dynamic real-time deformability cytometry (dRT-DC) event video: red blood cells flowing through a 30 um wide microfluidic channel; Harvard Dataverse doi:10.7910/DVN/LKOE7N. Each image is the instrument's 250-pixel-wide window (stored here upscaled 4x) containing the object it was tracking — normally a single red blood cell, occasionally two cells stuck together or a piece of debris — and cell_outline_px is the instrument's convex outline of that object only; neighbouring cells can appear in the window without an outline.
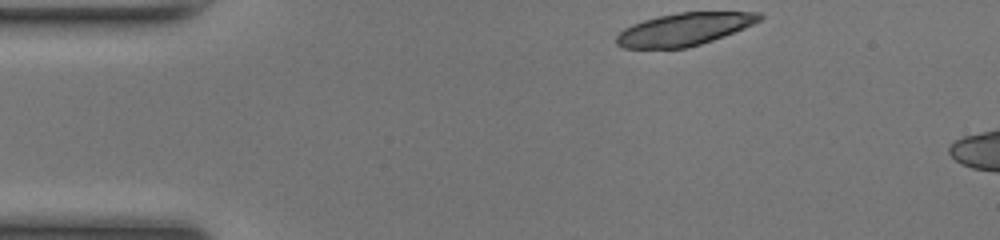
{"species": "common noctule bat (a hibernating species)", "species_latin": "Nyctalus noctula", "temperature_condition": "room temperature", "stored_images_in_passage": 5, "camera_frame_rate_fps": 3000, "um_per_image_px": 0.085, "animal": {"sex": "female", "body_mass_g": 17.0, "forearm_length_mm": 48.0}, "frame": {"image": 1, "passage_image": 1, "time_ms": 0.0, "image_size_px": [1000, 240], "cell_outline_px": [[764, 16], [760, 20], [744, 28], [724, 36], [688, 48], [624, 48], [616, 44], [616, 36], [624, 28], [632, 24], [644, 20], [660, 16], [680, 12], [760, 12]], "centroid_in_image_um": [58.15, 2.49], "position_along_channel_um": 26.9, "area_um2": 26.99}}